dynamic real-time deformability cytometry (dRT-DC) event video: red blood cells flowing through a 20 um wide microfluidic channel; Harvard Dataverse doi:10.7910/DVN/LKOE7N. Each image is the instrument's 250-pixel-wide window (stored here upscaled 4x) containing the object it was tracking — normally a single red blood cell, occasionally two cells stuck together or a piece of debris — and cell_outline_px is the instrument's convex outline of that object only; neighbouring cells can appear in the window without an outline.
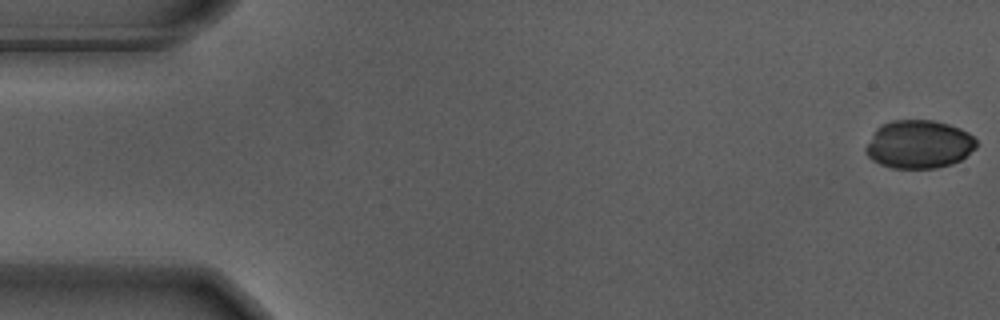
{"species": "Egyptian fruit bat (a non-hibernating species)", "species_latin": "Rousettus aegyptiacus", "temperature_condition": "warm", "stored_images_in_passage": 11, "camera_frame_rate_fps": 3000, "um_per_image_px": 0.085, "animal": {"sex": "male"}, "frame": {"image": 1, "passage_image": 1, "time_ms": 0.0, "image_size_px": [1000, 320], "cell_outline_px": [[976, 148], [960, 160], [952, 164], [936, 168], [892, 168], [880, 164], [872, 160], [868, 156], [864, 148], [876, 128], [880, 124], [892, 120], [932, 120], [948, 124], [960, 128], [968, 132], [976, 140]], "centroid_in_image_um": [78.09, 12.26], "position_along_channel_um": 6.9, "area_um2": 31.21}}